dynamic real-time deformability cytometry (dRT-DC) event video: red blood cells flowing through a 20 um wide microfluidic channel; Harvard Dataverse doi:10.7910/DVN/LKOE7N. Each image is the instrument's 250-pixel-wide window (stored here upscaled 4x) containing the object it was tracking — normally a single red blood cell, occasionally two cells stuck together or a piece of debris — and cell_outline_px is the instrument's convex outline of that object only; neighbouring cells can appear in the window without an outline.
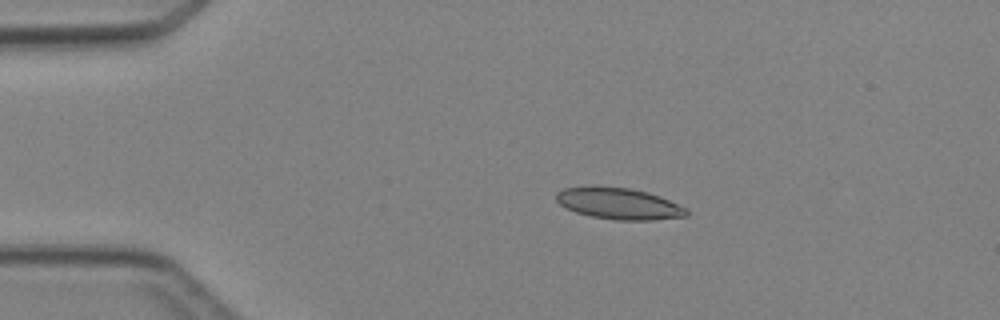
{"species": "Egyptian fruit bat (a non-hibernating species)", "species_latin": "Rousettus aegyptiacus", "temperature_condition": "cold", "stored_images_in_passage": 3, "camera_frame_rate_fps": 3000, "um_per_image_px": 0.085, "animal": {"sex": "female"}, "frame": {"image": 1, "passage_image": 2, "time_ms": 1.333, "image_size_px": [1000, 320], "cell_outline_px": [[688, 216], [652, 220], [616, 220], [592, 216], [576, 212], [560, 204], [556, 200], [556, 192], [564, 188], [596, 184], [628, 188], [648, 192], [660, 196], [688, 208]], "centroid_in_image_um": [52.6, 17.28], "position_along_channel_um": 32.4, "area_um2": 24.22}}